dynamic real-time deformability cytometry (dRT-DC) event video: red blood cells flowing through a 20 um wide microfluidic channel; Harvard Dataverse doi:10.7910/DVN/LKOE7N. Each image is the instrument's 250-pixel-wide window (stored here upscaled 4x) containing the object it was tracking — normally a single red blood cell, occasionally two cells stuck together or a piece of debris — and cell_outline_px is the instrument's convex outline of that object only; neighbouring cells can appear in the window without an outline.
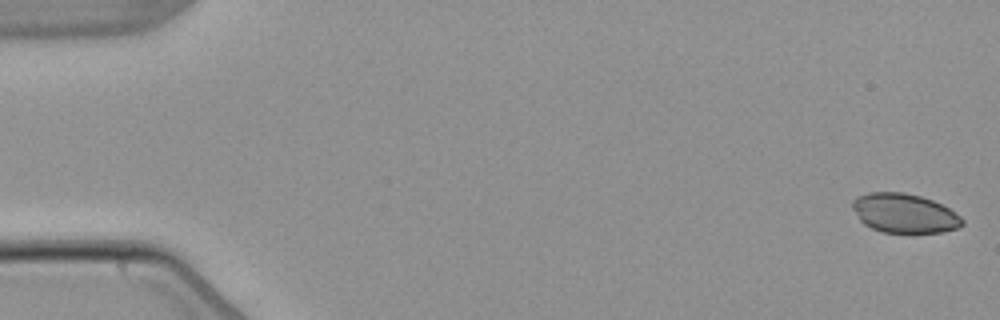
{"species": "common noctule bat (a hibernating species)", "species_latin": "Nyctalus noctula", "temperature_condition": "warm", "stored_images_in_passage": 5, "camera_frame_rate_fps": 3000, "um_per_image_px": 0.085, "animal": {"sex": "male", "body_mass_g": 21.5, "forearm_length_mm": 52.0}, "frame": {"image": 1, "passage_image": 1, "time_ms": 0.0, "image_size_px": [1000, 320], "cell_outline_px": [[964, 224], [960, 228], [944, 232], [884, 232], [872, 228], [864, 224], [860, 220], [852, 208], [852, 200], [856, 196], [868, 192], [904, 192], [920, 196], [932, 200], [948, 208], [960, 216], [964, 220]], "centroid_in_image_um": [76.87, 18.12], "position_along_channel_um": 8.1, "area_um2": 25.14}}
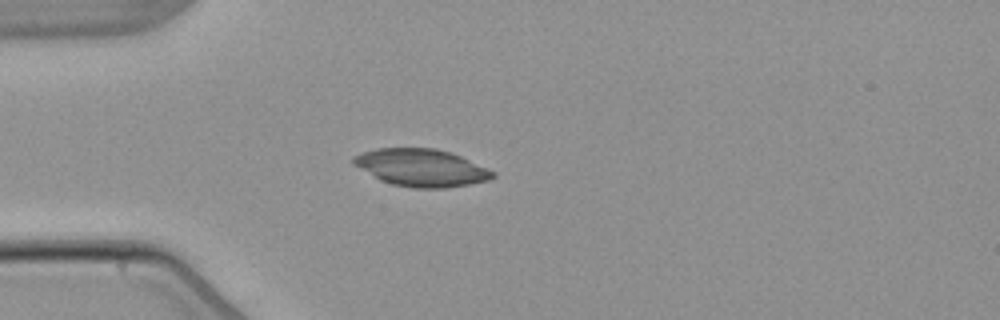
{"frame": {"image": 2, "passage_image": 5, "time_ms": 4.667, "image_size_px": [1000, 320], "cell_outline_px": [[496, 176], [492, 180], [444, 188], [412, 188], [392, 184], [380, 180], [352, 164], [352, 156], [376, 148], [436, 148], [452, 152], [488, 168], [496, 172]], "centroid_in_image_um": [35.84, 14.25], "position_along_channel_um": 49.2, "area_um2": 30.58}}